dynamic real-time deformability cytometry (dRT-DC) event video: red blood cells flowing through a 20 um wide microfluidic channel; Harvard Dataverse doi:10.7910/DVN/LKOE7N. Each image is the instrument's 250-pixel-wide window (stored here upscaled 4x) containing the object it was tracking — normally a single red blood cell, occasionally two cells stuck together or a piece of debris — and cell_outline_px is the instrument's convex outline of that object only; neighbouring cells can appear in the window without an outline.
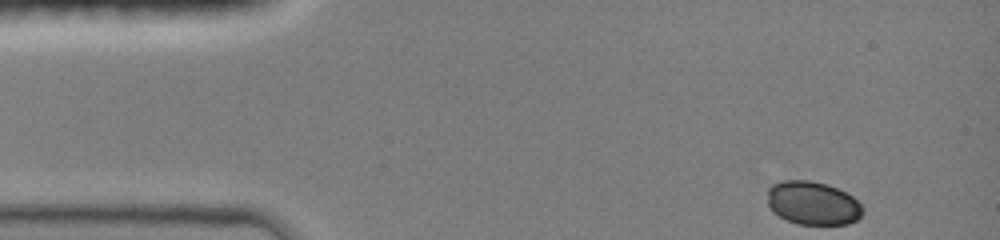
{"species": "common noctule bat (a hibernating species)", "species_latin": "Nyctalus noctula", "temperature_condition": "room temperature", "stored_images_in_passage": 41, "camera_frame_rate_fps": 3000, "um_per_image_px": 0.085, "animal": {"sex": "female", "body_mass_g": 19.0, "forearm_length_mm": 51.5}, "frame": {"image": 1, "passage_image": 1, "time_ms": 0.0, "image_size_px": [1000, 240], "cell_outline_px": [[864, 212], [856, 220], [848, 224], [796, 224], [772, 212], [768, 204], [768, 188], [772, 184], [784, 180], [808, 180], [828, 184], [852, 196], [860, 204]], "centroid_in_image_um": [69.07, 17.26], "position_along_channel_um": 15.9, "area_um2": 24.1}}
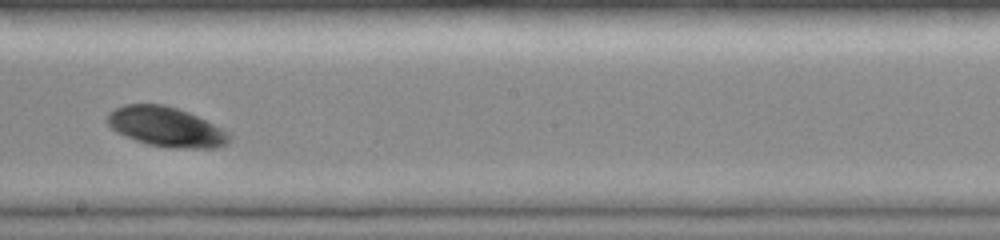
{"frame": {"image": 2, "passage_image": 24, "time_ms": 7.667, "image_size_px": [1000, 240], "cell_outline_px": [[232, 136], [224, 144], [216, 148], [168, 148], [148, 144], [136, 140], [116, 132], [108, 124], [108, 112], [124, 104], [164, 104], [188, 112], [228, 132]], "centroid_in_image_um": [14.09, 10.78], "position_along_channel_um": 234.1, "area_um2": 27.92}}
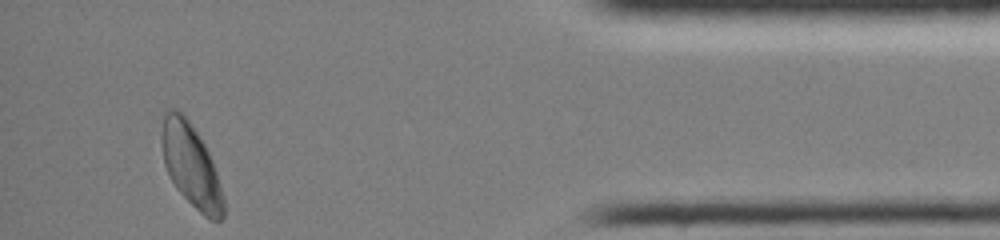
{"frame": {"image": 3, "passage_image": 41, "time_ms": 13.333, "image_size_px": [1000, 240], "cell_outline_px": [[224, 216], [220, 220], [208, 220], [176, 188], [164, 164], [160, 144], [160, 136], [164, 108], [176, 108], [184, 112], [204, 144], [212, 160], [224, 196]], "centroid_in_image_um": [16.21, 13.99], "position_along_channel_um": 419.0, "area_um2": 30.29}}